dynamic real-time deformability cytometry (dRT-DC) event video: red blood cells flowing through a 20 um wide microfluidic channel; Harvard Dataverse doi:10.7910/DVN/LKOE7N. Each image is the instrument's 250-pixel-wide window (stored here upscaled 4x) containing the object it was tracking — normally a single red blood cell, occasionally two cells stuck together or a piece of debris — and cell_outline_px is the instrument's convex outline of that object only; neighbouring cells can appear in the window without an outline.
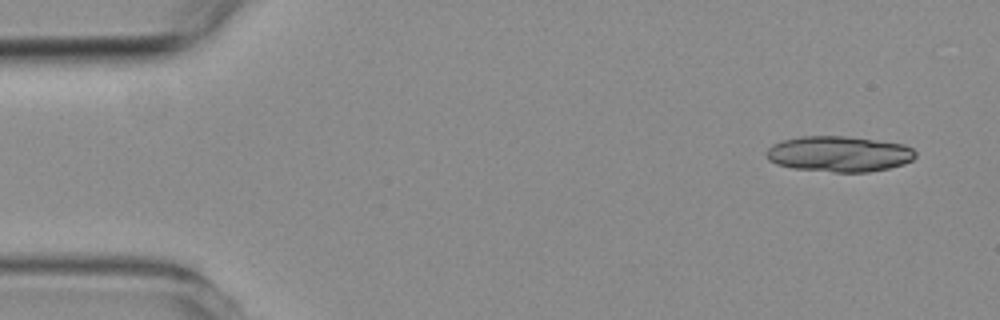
{"species": "common noctule bat (a hibernating species)", "species_latin": "Nyctalus noctula", "temperature_condition": "room temperature", "stored_images_in_passage": 6, "camera_frame_rate_fps": 3000, "um_per_image_px": 0.085, "animal": {"sex": "female", "body_mass_g": 19.3, "forearm_length_mm": 54.1}, "frame": {"image": 1, "passage_image": 6, "time_ms": 6.333, "image_size_px": [1000, 320], "cell_outline_px": [[916, 156], [912, 160], [904, 164], [888, 168], [868, 172], [832, 172], [792, 168], [776, 164], [768, 160], [764, 152], [772, 144], [784, 140], [800, 136], [844, 136], [904, 144], [912, 148], [916, 152]], "centroid_in_image_um": [71.29, 13.09], "position_along_channel_um": 13.7, "area_um2": 31.1}}